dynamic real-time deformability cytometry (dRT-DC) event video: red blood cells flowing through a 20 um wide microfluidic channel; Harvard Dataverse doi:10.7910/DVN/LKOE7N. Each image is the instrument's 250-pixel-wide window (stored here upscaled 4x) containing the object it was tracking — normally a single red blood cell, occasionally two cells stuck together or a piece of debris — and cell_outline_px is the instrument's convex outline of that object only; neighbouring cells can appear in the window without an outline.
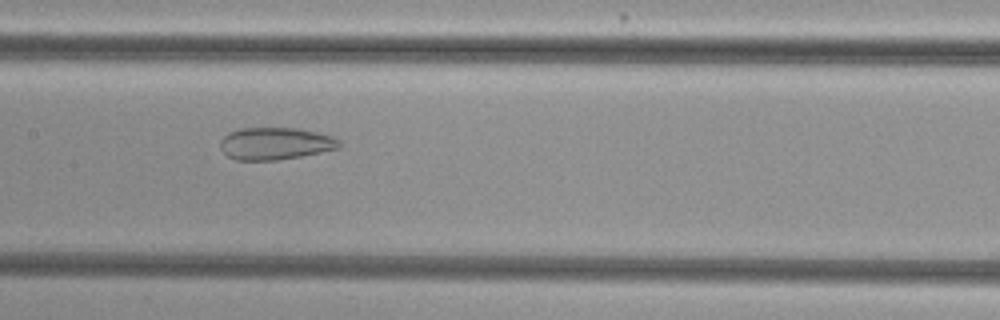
{"species": "common noctule bat (a hibernating species)", "species_latin": "Nyctalus noctula", "temperature_condition": "cold", "stored_images_in_passage": 55, "camera_frame_rate_fps": 3000, "um_per_image_px": 0.085, "animal": {"sex": "female", "body_mass_g": 29.2, "forearm_length_mm": 56.3}, "frame": {"image": 1, "passage_image": 28, "time_ms": 9.0, "image_size_px": [1000, 320], "cell_outline_px": [[340, 148], [300, 156], [276, 160], [236, 160], [228, 156], [220, 148], [220, 140], [228, 132], [240, 128], [300, 128], [332, 136], [340, 140]], "centroid_in_image_um": [23.39, 12.19], "position_along_channel_um": 184.0, "area_um2": 22.37}}
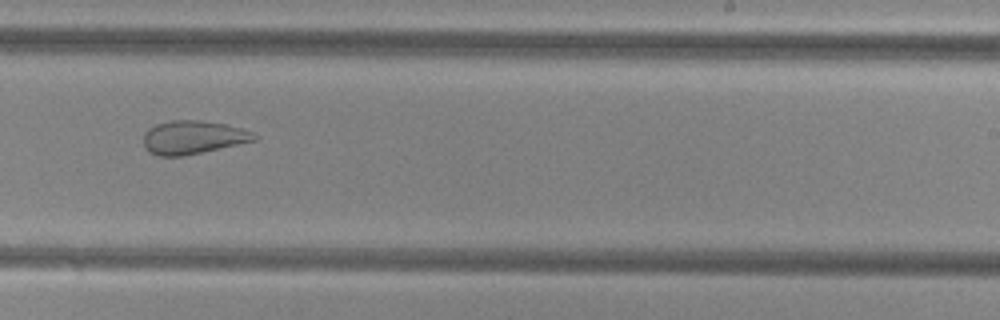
{"frame": {"image": 2, "passage_image": 35, "time_ms": 11.333, "image_size_px": [1000, 320], "cell_outline_px": [[260, 136], [256, 140], [184, 156], [160, 156], [148, 152], [144, 144], [144, 132], [148, 128], [156, 124], [172, 120], [200, 120], [224, 124], [240, 128], [252, 132]], "centroid_in_image_um": [16.39, 11.67], "position_along_channel_um": 272.6, "area_um2": 21.5}}
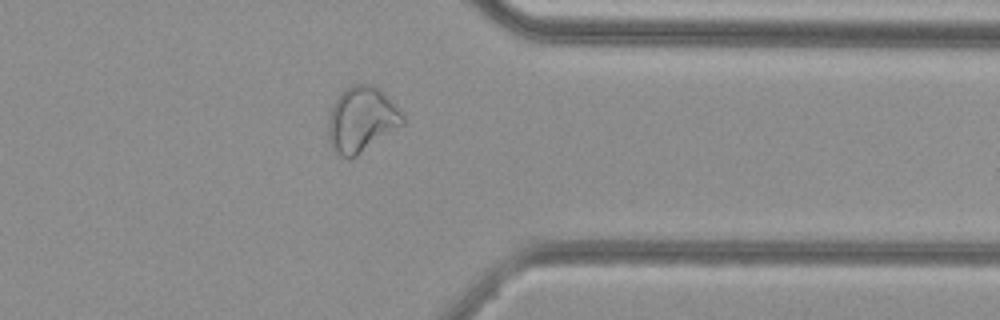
{"frame": {"image": 3, "passage_image": 44, "time_ms": 14.333, "image_size_px": [1000, 320], "cell_outline_px": [[404, 124], [356, 156], [340, 156], [332, 148], [328, 140], [328, 120], [332, 104], [340, 92], [344, 88], [352, 84], [372, 84], [384, 92], [404, 116]], "centroid_in_image_um": [30.71, 10.12], "position_along_channel_um": 380.7, "area_um2": 28.26}}